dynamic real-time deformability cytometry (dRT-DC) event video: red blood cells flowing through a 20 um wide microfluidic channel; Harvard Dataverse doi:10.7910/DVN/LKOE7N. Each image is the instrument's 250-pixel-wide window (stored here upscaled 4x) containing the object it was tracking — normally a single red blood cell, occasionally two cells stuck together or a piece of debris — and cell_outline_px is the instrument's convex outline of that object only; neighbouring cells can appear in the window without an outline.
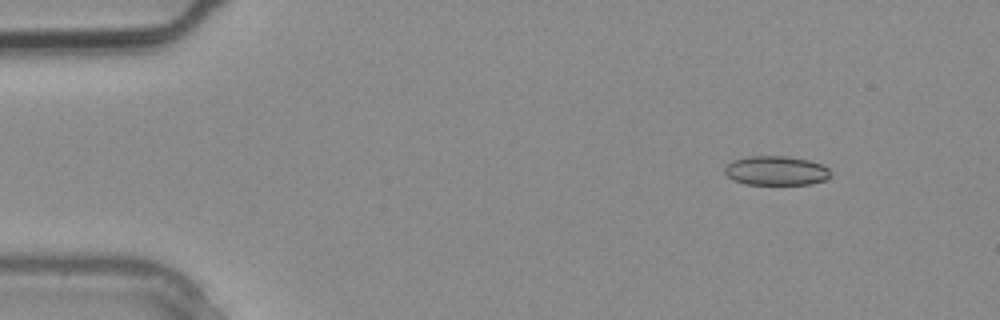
{"species": "common noctule bat (a hibernating species)", "species_latin": "Nyctalus noctula", "temperature_condition": "warm", "stored_images_in_passage": 3, "segment_of_instrument_passage": [1, 2], "camera_frame_rate_fps": 3000, "um_per_image_px": 0.085, "animal": {"sex": "male", "body_mass_g": 20.4}, "frame": {"image": 1, "passage_image": 1, "time_ms": 0.0, "image_size_px": [1000, 320], "cell_outline_px": [[828, 180], [812, 184], [744, 184], [732, 180], [724, 172], [724, 168], [732, 160], [748, 156], [788, 156], [808, 160], [820, 164], [828, 168]], "centroid_in_image_um": [65.94, 14.51], "position_along_channel_um": 19.1, "area_um2": 18.09}}